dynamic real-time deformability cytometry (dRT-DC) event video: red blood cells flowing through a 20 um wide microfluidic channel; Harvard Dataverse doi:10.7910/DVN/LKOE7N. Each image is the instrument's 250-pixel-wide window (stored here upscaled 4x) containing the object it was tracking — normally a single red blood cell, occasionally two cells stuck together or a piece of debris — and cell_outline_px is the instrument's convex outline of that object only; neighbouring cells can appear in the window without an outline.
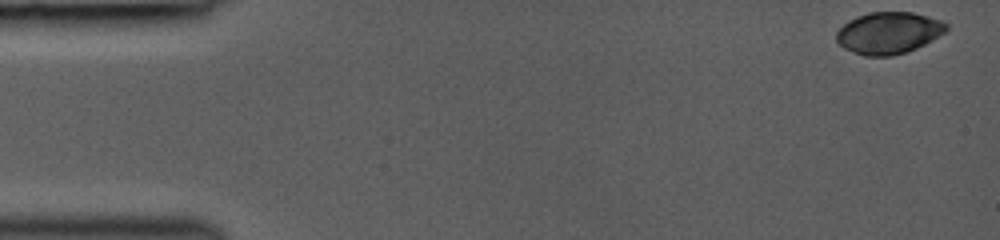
{"species": "common noctule bat (a hibernating species)", "species_latin": "Nyctalus noctula", "temperature_condition": "room temperature", "stored_images_in_passage": 10, "camera_frame_rate_fps": 3000, "um_per_image_px": 0.085, "animal": {"sex": "female", "body_mass_g": 19.0, "forearm_length_mm": 53.3}, "frame": {"image": 1, "passage_image": 1, "time_ms": 0.0, "image_size_px": [1000, 240], "cell_outline_px": [[948, 28], [944, 32], [932, 40], [908, 52], [892, 56], [864, 56], [844, 48], [836, 40], [836, 32], [848, 20], [856, 16], [868, 12], [912, 12], [928, 16], [940, 20], [948, 24]], "centroid_in_image_um": [75.52, 2.79], "position_along_channel_um": 9.5, "area_um2": 26.82}}
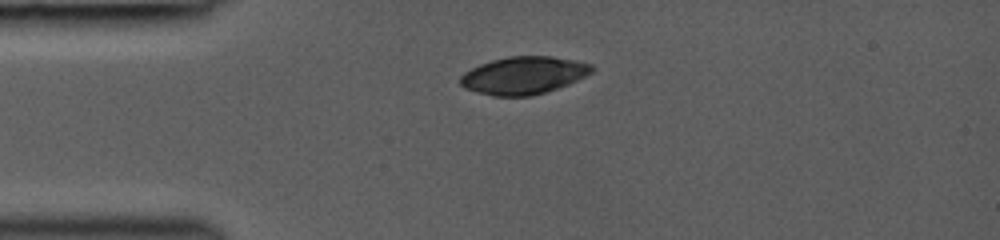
{"frame": {"image": 2, "passage_image": 7, "time_ms": 3.333, "image_size_px": [1000, 240], "cell_outline_px": [[596, 68], [592, 72], [568, 84], [532, 96], [492, 96], [476, 92], [464, 88], [460, 84], [460, 76], [464, 72], [480, 64], [492, 60], [508, 56], [552, 56], [592, 64]], "centroid_in_image_um": [44.48, 6.4], "position_along_channel_um": 40.5, "area_um2": 28.73}}
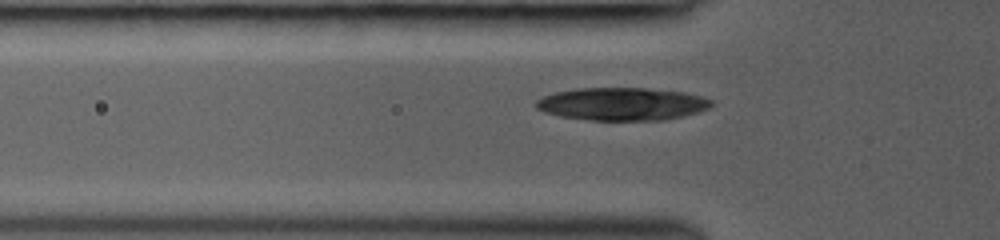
{"frame": {"image": 3, "passage_image": 10, "time_ms": 4.667, "image_size_px": [1000, 240], "cell_outline_px": [[712, 104], [708, 108], [684, 116], [664, 120], [592, 120], [560, 116], [544, 112], [536, 108], [536, 100], [544, 96], [556, 92], [576, 88], [644, 88], [684, 92], [700, 96], [712, 100]], "centroid_in_image_um": [52.86, 8.84], "position_along_channel_um": 72.9, "area_um2": 33.35}}